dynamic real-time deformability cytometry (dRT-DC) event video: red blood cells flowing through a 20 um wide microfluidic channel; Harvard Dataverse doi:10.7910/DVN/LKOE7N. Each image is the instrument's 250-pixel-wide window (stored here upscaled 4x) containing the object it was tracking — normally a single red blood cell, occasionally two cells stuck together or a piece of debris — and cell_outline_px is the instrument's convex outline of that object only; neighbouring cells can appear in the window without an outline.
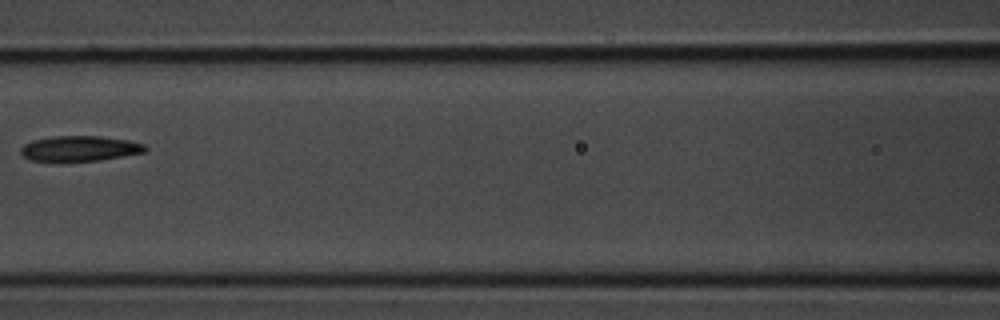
{"species": "common noctule bat (a hibernating species)", "species_latin": "Nyctalus noctula", "temperature_condition": "room temperature", "stored_images_in_passage": 6, "camera_frame_rate_fps": 3000, "um_per_image_px": 0.085, "animal": {"sex": "male", "body_mass_g": 20.1, "forearm_length_mm": 53.5}, "frame": {"image": 1, "passage_image": 6, "time_ms": 1.667, "image_size_px": [1000, 320], "cell_outline_px": [[148, 148], [144, 152], [124, 156], [100, 160], [28, 160], [20, 152], [20, 148], [24, 144], [32, 140], [56, 136], [100, 136], [128, 140], [144, 144]], "centroid_in_image_um": [6.79, 12.61], "position_along_channel_um": 159.8, "area_um2": 18.09}}